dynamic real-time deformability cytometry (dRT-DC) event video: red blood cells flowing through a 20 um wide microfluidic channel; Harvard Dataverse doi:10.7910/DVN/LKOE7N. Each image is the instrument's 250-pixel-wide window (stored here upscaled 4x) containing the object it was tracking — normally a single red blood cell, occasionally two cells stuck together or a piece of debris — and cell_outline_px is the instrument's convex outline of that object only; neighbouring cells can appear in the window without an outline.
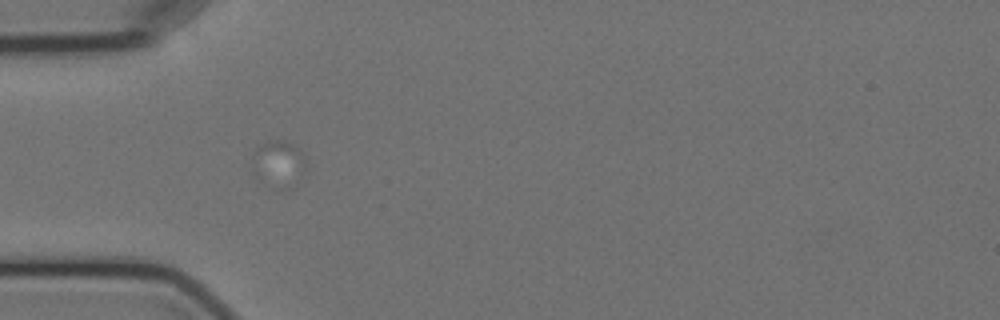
{"species": "Egyptian fruit bat (a non-hibernating species)", "species_latin": "Rousettus aegyptiacus", "temperature_condition": "cold", "stored_images_in_passage": 2, "camera_frame_rate_fps": 3000, "um_per_image_px": 0.085, "animal": {"sex": "female"}, "frame": {"image": 1, "passage_image": 1, "time_ms": 0.0, "image_size_px": [1000, 320], "cell_outline_px": [[304, 168], [268, 184], [264, 184], [252, 176], [252, 156], [256, 148], [260, 144], [272, 140], [280, 140], [292, 144], [300, 148], [304, 156]], "centroid_in_image_um": [23.47, 13.68], "position_along_channel_um": 61.5, "area_um2": 12.54}}